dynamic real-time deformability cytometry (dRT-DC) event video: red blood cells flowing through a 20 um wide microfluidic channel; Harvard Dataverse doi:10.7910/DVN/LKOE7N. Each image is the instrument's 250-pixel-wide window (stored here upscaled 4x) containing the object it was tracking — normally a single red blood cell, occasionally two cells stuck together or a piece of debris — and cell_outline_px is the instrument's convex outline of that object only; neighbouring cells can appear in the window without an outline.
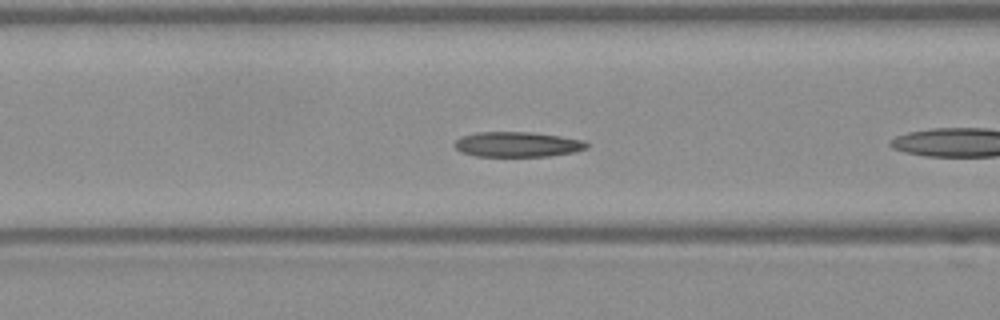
{"species": "Egyptian fruit bat (a non-hibernating species)", "species_latin": "Rousettus aegyptiacus", "temperature_condition": "warm", "stored_images_in_passage": 9, "camera_frame_rate_fps": 3000, "um_per_image_px": 0.085, "frame": {"image": 1, "passage_image": 4, "time_ms": 1.0, "image_size_px": [1000, 320], "cell_outline_px": [[588, 148], [572, 152], [548, 156], [476, 156], [460, 152], [452, 144], [460, 136], [476, 132], [532, 132], [560, 136], [584, 140], [588, 144]], "centroid_in_image_um": [43.94, 12.26], "position_along_channel_um": 122.7, "area_um2": 19.42}}
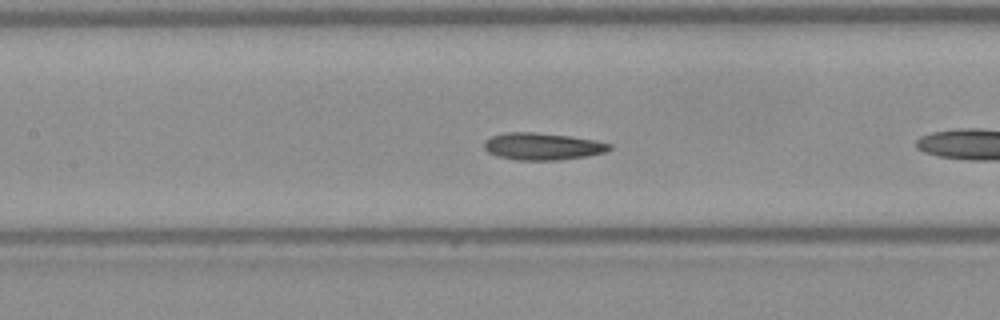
{"frame": {"image": 2, "passage_image": 7, "time_ms": 2.0, "image_size_px": [1000, 320], "cell_outline_px": [[612, 148], [604, 152], [588, 156], [560, 160], [516, 160], [496, 156], [488, 152], [484, 148], [484, 140], [492, 136], [508, 132], [532, 132], [568, 136], [596, 140], [612, 144]], "centroid_in_image_um": [46.11, 12.45], "position_along_channel_um": 161.3, "area_um2": 19.83}}